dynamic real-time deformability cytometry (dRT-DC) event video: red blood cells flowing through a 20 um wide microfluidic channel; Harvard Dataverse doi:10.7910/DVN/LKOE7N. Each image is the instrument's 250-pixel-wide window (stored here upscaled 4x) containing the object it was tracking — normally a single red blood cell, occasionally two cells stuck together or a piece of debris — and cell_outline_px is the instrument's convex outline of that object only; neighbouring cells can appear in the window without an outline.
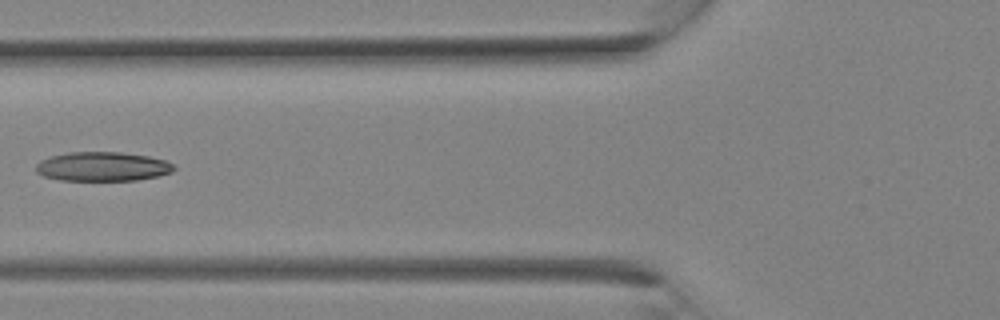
{"species": "Egyptian fruit bat (a non-hibernating species)", "species_latin": "Rousettus aegyptiacus", "temperature_condition": "room temperature", "stored_images_in_passage": 11, "camera_frame_rate_fps": 3000, "um_per_image_px": 0.085, "animal": {"sex": "female"}, "frame": {"image": 1, "passage_image": 10, "time_ms": 3.0, "image_size_px": [1000, 320], "cell_outline_px": [[176, 168], [172, 172], [156, 176], [136, 180], [60, 180], [44, 176], [36, 172], [36, 164], [40, 160], [48, 156], [68, 152], [120, 152], [148, 156], [164, 160], [172, 164]], "centroid_in_image_um": [8.67, 14.15], "position_along_channel_um": 117.1, "area_um2": 23.47}}